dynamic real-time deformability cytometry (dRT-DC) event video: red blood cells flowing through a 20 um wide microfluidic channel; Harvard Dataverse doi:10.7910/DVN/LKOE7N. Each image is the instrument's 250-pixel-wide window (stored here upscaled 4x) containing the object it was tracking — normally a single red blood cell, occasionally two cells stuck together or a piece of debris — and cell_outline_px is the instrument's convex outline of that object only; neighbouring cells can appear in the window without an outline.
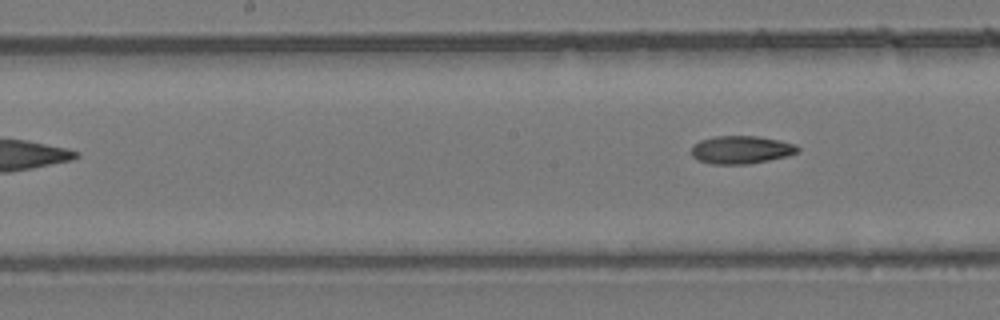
{"species": "common noctule bat (a hibernating species)", "species_latin": "Nyctalus noctula", "temperature_condition": "room temperature", "stored_images_in_passage": 7, "camera_frame_rate_fps": 3000, "um_per_image_px": 0.085, "animal": {"sex": "female", "body_mass_g": 24.6, "forearm_length_mm": 56.2}, "frame": {"image": 1, "passage_image": 7, "time_ms": 7.0, "image_size_px": [1000, 320], "cell_outline_px": [[800, 148], [796, 152], [788, 156], [748, 164], [712, 164], [700, 160], [692, 156], [692, 144], [700, 140], [716, 136], [756, 136], [780, 140], [796, 144]], "centroid_in_image_um": [63.0, 12.72], "position_along_channel_um": 185.2, "area_um2": 17.28}}